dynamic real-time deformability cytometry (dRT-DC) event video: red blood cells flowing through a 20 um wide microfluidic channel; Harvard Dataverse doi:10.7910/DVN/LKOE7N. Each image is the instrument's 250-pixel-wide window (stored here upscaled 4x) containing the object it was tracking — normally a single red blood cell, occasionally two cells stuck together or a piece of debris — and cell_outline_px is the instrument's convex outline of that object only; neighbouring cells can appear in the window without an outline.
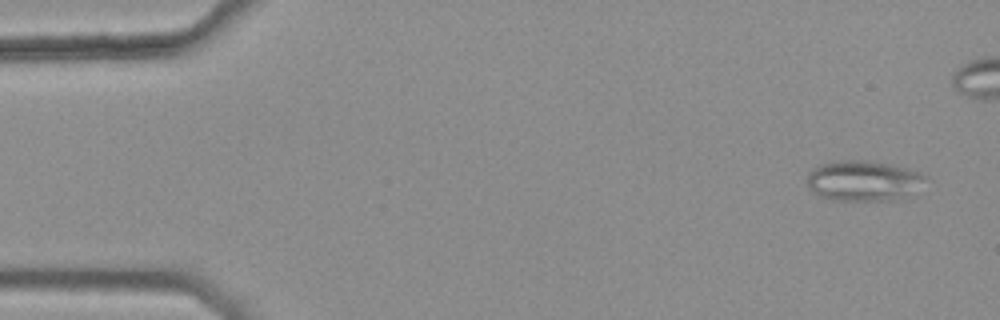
{"species": "common noctule bat (a hibernating species)", "species_latin": "Nyctalus noctula", "temperature_condition": "warm", "stored_images_in_passage": 6, "camera_frame_rate_fps": 3000, "um_per_image_px": 0.085, "animal": {"sex": "female", "body_mass_g": 25.1}, "frame": {"image": 1, "passage_image": 1, "time_ms": 0.0, "image_size_px": [1000, 320], "cell_outline_px": [[924, 176], [908, 192], [892, 200], [832, 200], [820, 196], [808, 188], [808, 172], [812, 168], [820, 164], [832, 160], [868, 160], [892, 164], [908, 168]], "centroid_in_image_um": [73.21, 15.32], "position_along_channel_um": 11.8, "area_um2": 27.11}}